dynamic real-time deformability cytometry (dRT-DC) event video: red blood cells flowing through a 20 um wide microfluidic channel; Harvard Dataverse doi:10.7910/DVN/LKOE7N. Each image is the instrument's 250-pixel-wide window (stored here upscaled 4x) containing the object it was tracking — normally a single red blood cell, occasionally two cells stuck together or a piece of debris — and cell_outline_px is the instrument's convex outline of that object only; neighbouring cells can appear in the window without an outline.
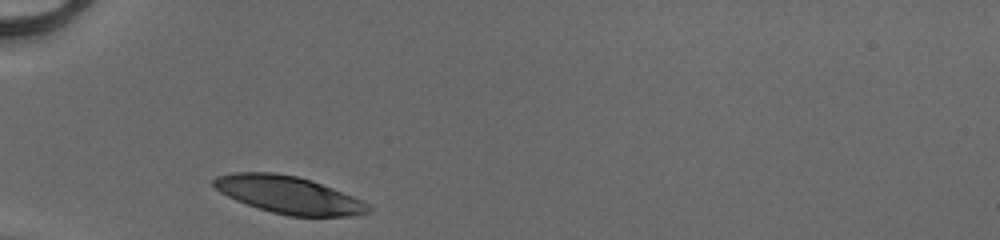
{"species": "human", "species_latin": "Homo sapiens", "temperature_condition": "cold", "stored_images_in_passage": 26, "camera_frame_rate_fps": 3000, "um_per_image_px": 0.085, "donor": {"sex": "male"}, "frame": {"image": 1, "passage_image": 1, "time_ms": 0.0, "image_size_px": [1000, 240], "cell_outline_px": [[372, 208], [368, 212], [348, 216], [288, 216], [272, 212], [236, 200], [220, 192], [212, 184], [212, 180], [216, 176], [232, 172], [272, 172], [296, 176], [312, 180], [352, 196], [368, 204]], "centroid_in_image_um": [24.5, 16.55], "position_along_channel_um": 60.5, "area_um2": 33.35}}
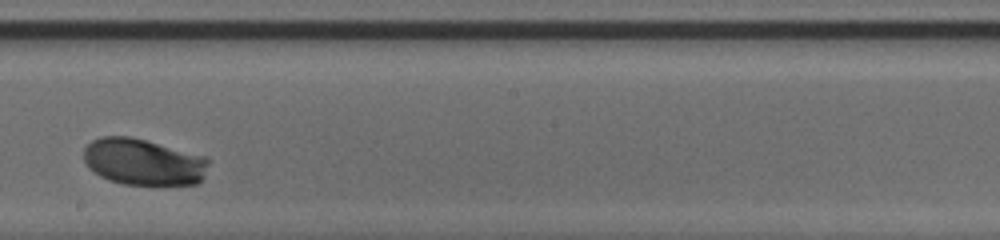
{"frame": {"image": 2, "passage_image": 15, "time_ms": 4.667, "image_size_px": [1000, 240], "cell_outline_px": [[208, 164], [200, 184], [156, 188], [124, 184], [108, 180], [100, 176], [88, 168], [84, 164], [84, 148], [92, 140], [100, 136], [128, 136], [208, 156]], "centroid_in_image_um": [12.21, 13.82], "position_along_channel_um": 236.0, "area_um2": 35.03}}
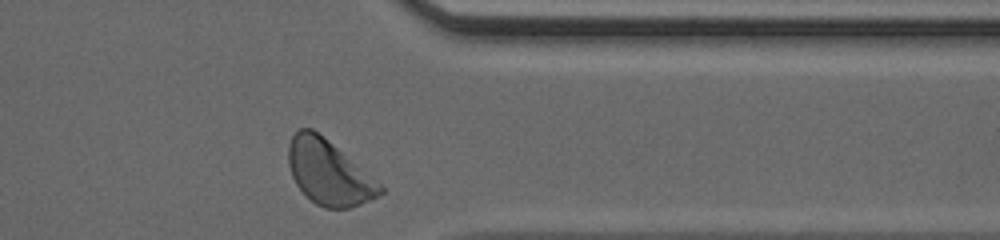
{"frame": {"image": 3, "passage_image": 26, "time_ms": 8.333, "image_size_px": [1000, 240], "cell_outline_px": [[384, 192], [372, 200], [348, 208], [324, 208], [316, 204], [296, 184], [292, 176], [288, 164], [288, 144], [292, 136], [300, 128], [312, 128], [380, 184], [384, 188]], "centroid_in_image_um": [27.91, 14.68], "position_along_channel_um": 383.5, "area_um2": 33.7}, "authors_computed_cell_mechanics": {"area_um2": 33.9286, "velocity_mm_per_s": 4.0625, "shape_relaxation_time_tau1_ms": 2.3178, "shape_relaxation_time_tau2_ms": null, "deformation_change_tau1": 0.1473, "deformation_change_tau2": null}}